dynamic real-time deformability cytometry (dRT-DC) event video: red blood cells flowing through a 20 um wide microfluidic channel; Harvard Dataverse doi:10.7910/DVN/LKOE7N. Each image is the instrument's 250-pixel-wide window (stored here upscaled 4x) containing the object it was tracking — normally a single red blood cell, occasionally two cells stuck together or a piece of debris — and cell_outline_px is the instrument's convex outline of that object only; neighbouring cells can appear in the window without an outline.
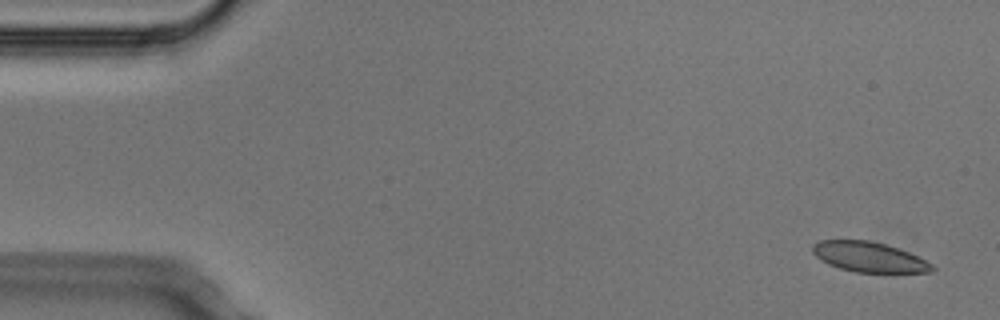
{"species": "Egyptian fruit bat (a non-hibernating species)", "species_latin": "Rousettus aegyptiacus", "temperature_condition": "cold", "stored_images_in_passage": 5, "segment_of_instrument_passage": [1, 2], "camera_frame_rate_fps": 3000, "um_per_image_px": 0.085, "animal": {"sex": "male"}, "frame": {"image": 1, "passage_image": 1, "time_ms": 0.0, "image_size_px": [1000, 320], "cell_outline_px": [[936, 268], [932, 272], [856, 272], [840, 268], [828, 264], [816, 256], [812, 252], [812, 244], [820, 240], [868, 240], [884, 244], [908, 252], [932, 264]], "centroid_in_image_um": [73.84, 21.84], "position_along_channel_um": 11.2, "area_um2": 20.69}}
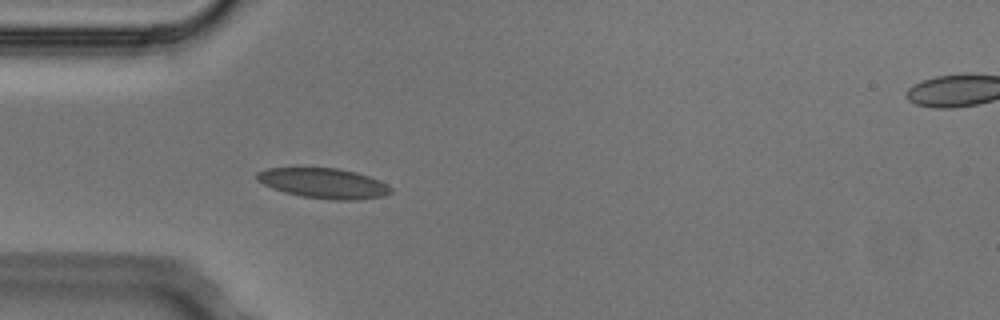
{"frame": {"image": 2, "passage_image": 4, "time_ms": 1.0, "image_size_px": [1000, 320], "cell_outline_px": [[392, 192], [384, 196], [356, 200], [332, 200], [300, 196], [284, 192], [272, 188], [256, 180], [256, 172], [268, 168], [340, 168], [356, 172], [380, 180], [388, 184], [392, 188]], "centroid_in_image_um": [27.53, 15.58], "position_along_channel_um": 57.5, "area_um2": 23.7}}